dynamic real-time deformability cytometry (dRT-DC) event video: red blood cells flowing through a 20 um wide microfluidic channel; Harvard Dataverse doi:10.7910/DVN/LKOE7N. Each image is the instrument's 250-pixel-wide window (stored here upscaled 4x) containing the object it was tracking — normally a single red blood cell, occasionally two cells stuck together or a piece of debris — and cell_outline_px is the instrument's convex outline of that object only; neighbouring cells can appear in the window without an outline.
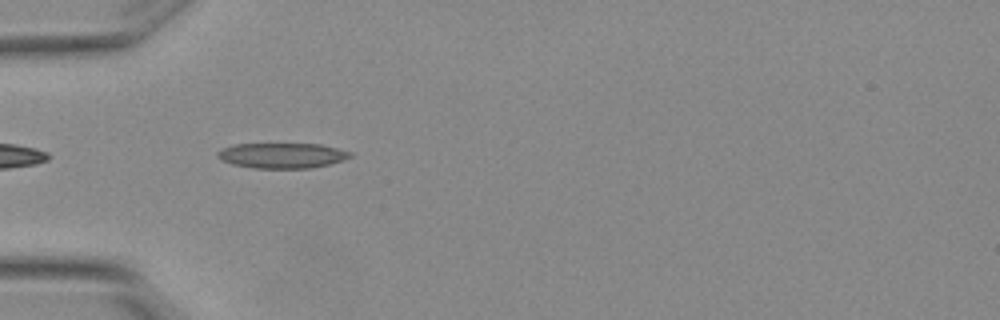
{"species": "Egyptian fruit bat (a non-hibernating species)", "species_latin": "Rousettus aegyptiacus", "temperature_condition": "warm", "stored_images_in_passage": 5, "segment_of_instrument_passage": [2, 2], "camera_frame_rate_fps": 3000, "um_per_image_px": 0.085, "animal": {"sex": "female"}, "frame": {"image": 1, "passage_image": 4, "time_ms": 1.0, "image_size_px": [1000, 320], "cell_outline_px": [[352, 156], [328, 164], [308, 168], [252, 168], [232, 164], [220, 160], [216, 156], [216, 152], [232, 144], [320, 144], [352, 152]], "centroid_in_image_um": [23.91, 13.21], "position_along_channel_um": 61.1, "area_um2": 19.42}}
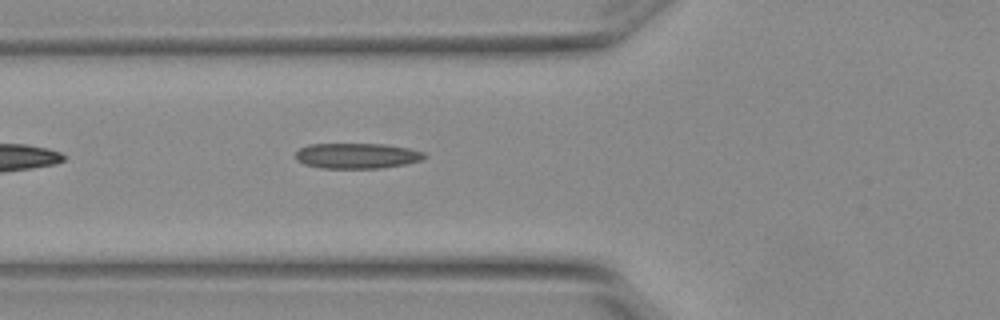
{"frame": {"image": 2, "passage_image": 5, "time_ms": 1.333, "image_size_px": [1000, 320], "cell_outline_px": [[428, 156], [420, 160], [404, 164], [380, 168], [320, 168], [304, 164], [296, 160], [296, 152], [300, 148], [308, 144], [384, 144], [408, 148], [424, 152]], "centroid_in_image_um": [30.32, 13.24], "position_along_channel_um": 95.5, "area_um2": 19.07}}